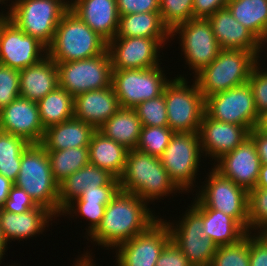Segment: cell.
I'll return each mask as SVG.
<instances>
[{
  "mask_svg": "<svg viewBox=\"0 0 267 266\" xmlns=\"http://www.w3.org/2000/svg\"><path fill=\"white\" fill-rule=\"evenodd\" d=\"M194 0H159V13L170 32L179 24L193 19Z\"/></svg>",
  "mask_w": 267,
  "mask_h": 266,
  "instance_id": "obj_38",
  "label": "cell"
},
{
  "mask_svg": "<svg viewBox=\"0 0 267 266\" xmlns=\"http://www.w3.org/2000/svg\"><path fill=\"white\" fill-rule=\"evenodd\" d=\"M107 184H120L119 179L109 171L88 163L80 170L74 172L58 184L59 215L75 199L79 198L88 188L105 186Z\"/></svg>",
  "mask_w": 267,
  "mask_h": 266,
  "instance_id": "obj_25",
  "label": "cell"
},
{
  "mask_svg": "<svg viewBox=\"0 0 267 266\" xmlns=\"http://www.w3.org/2000/svg\"><path fill=\"white\" fill-rule=\"evenodd\" d=\"M253 235L267 247V225L258 227Z\"/></svg>",
  "mask_w": 267,
  "mask_h": 266,
  "instance_id": "obj_53",
  "label": "cell"
},
{
  "mask_svg": "<svg viewBox=\"0 0 267 266\" xmlns=\"http://www.w3.org/2000/svg\"><path fill=\"white\" fill-rule=\"evenodd\" d=\"M70 10L107 42L116 36L119 26L116 0H75Z\"/></svg>",
  "mask_w": 267,
  "mask_h": 266,
  "instance_id": "obj_24",
  "label": "cell"
},
{
  "mask_svg": "<svg viewBox=\"0 0 267 266\" xmlns=\"http://www.w3.org/2000/svg\"><path fill=\"white\" fill-rule=\"evenodd\" d=\"M250 266H267V247L261 243L253 232L249 233Z\"/></svg>",
  "mask_w": 267,
  "mask_h": 266,
  "instance_id": "obj_49",
  "label": "cell"
},
{
  "mask_svg": "<svg viewBox=\"0 0 267 266\" xmlns=\"http://www.w3.org/2000/svg\"><path fill=\"white\" fill-rule=\"evenodd\" d=\"M142 124L134 108L120 107L97 130L126 149H136Z\"/></svg>",
  "mask_w": 267,
  "mask_h": 266,
  "instance_id": "obj_29",
  "label": "cell"
},
{
  "mask_svg": "<svg viewBox=\"0 0 267 266\" xmlns=\"http://www.w3.org/2000/svg\"><path fill=\"white\" fill-rule=\"evenodd\" d=\"M191 204L177 224L164 218L162 220L169 228L173 243L193 266H210L217 245L203 232L202 208L194 202Z\"/></svg>",
  "mask_w": 267,
  "mask_h": 266,
  "instance_id": "obj_10",
  "label": "cell"
},
{
  "mask_svg": "<svg viewBox=\"0 0 267 266\" xmlns=\"http://www.w3.org/2000/svg\"><path fill=\"white\" fill-rule=\"evenodd\" d=\"M20 71L0 64V110L20 96Z\"/></svg>",
  "mask_w": 267,
  "mask_h": 266,
  "instance_id": "obj_42",
  "label": "cell"
},
{
  "mask_svg": "<svg viewBox=\"0 0 267 266\" xmlns=\"http://www.w3.org/2000/svg\"><path fill=\"white\" fill-rule=\"evenodd\" d=\"M174 134L168 126H142L136 149L160 157Z\"/></svg>",
  "mask_w": 267,
  "mask_h": 266,
  "instance_id": "obj_36",
  "label": "cell"
},
{
  "mask_svg": "<svg viewBox=\"0 0 267 266\" xmlns=\"http://www.w3.org/2000/svg\"><path fill=\"white\" fill-rule=\"evenodd\" d=\"M56 64L58 86L73 98L91 90L112 86L113 69L108 50L92 58Z\"/></svg>",
  "mask_w": 267,
  "mask_h": 266,
  "instance_id": "obj_11",
  "label": "cell"
},
{
  "mask_svg": "<svg viewBox=\"0 0 267 266\" xmlns=\"http://www.w3.org/2000/svg\"><path fill=\"white\" fill-rule=\"evenodd\" d=\"M210 266H250L249 233L235 244L217 246Z\"/></svg>",
  "mask_w": 267,
  "mask_h": 266,
  "instance_id": "obj_37",
  "label": "cell"
},
{
  "mask_svg": "<svg viewBox=\"0 0 267 266\" xmlns=\"http://www.w3.org/2000/svg\"><path fill=\"white\" fill-rule=\"evenodd\" d=\"M36 207L37 205L24 189L13 185L2 209L10 213L20 214Z\"/></svg>",
  "mask_w": 267,
  "mask_h": 266,
  "instance_id": "obj_44",
  "label": "cell"
},
{
  "mask_svg": "<svg viewBox=\"0 0 267 266\" xmlns=\"http://www.w3.org/2000/svg\"><path fill=\"white\" fill-rule=\"evenodd\" d=\"M108 42L68 9L58 24L47 56L56 63L78 61L101 55Z\"/></svg>",
  "mask_w": 267,
  "mask_h": 266,
  "instance_id": "obj_3",
  "label": "cell"
},
{
  "mask_svg": "<svg viewBox=\"0 0 267 266\" xmlns=\"http://www.w3.org/2000/svg\"><path fill=\"white\" fill-rule=\"evenodd\" d=\"M249 137L253 140L257 154L262 164H267V134L257 127L250 131Z\"/></svg>",
  "mask_w": 267,
  "mask_h": 266,
  "instance_id": "obj_50",
  "label": "cell"
},
{
  "mask_svg": "<svg viewBox=\"0 0 267 266\" xmlns=\"http://www.w3.org/2000/svg\"><path fill=\"white\" fill-rule=\"evenodd\" d=\"M73 103L74 98L60 86L39 100V116L44 129L73 118Z\"/></svg>",
  "mask_w": 267,
  "mask_h": 266,
  "instance_id": "obj_33",
  "label": "cell"
},
{
  "mask_svg": "<svg viewBox=\"0 0 267 266\" xmlns=\"http://www.w3.org/2000/svg\"><path fill=\"white\" fill-rule=\"evenodd\" d=\"M7 245H8V242L5 239V237L3 235L2 228L0 226V264L2 263L1 260L3 259V256H4L5 252H7V249H8Z\"/></svg>",
  "mask_w": 267,
  "mask_h": 266,
  "instance_id": "obj_54",
  "label": "cell"
},
{
  "mask_svg": "<svg viewBox=\"0 0 267 266\" xmlns=\"http://www.w3.org/2000/svg\"><path fill=\"white\" fill-rule=\"evenodd\" d=\"M47 153L53 178L58 184L89 163L88 147L50 150Z\"/></svg>",
  "mask_w": 267,
  "mask_h": 266,
  "instance_id": "obj_35",
  "label": "cell"
},
{
  "mask_svg": "<svg viewBox=\"0 0 267 266\" xmlns=\"http://www.w3.org/2000/svg\"><path fill=\"white\" fill-rule=\"evenodd\" d=\"M198 133L203 156L216 162L249 138L250 131L237 124L214 120L204 113Z\"/></svg>",
  "mask_w": 267,
  "mask_h": 266,
  "instance_id": "obj_20",
  "label": "cell"
},
{
  "mask_svg": "<svg viewBox=\"0 0 267 266\" xmlns=\"http://www.w3.org/2000/svg\"><path fill=\"white\" fill-rule=\"evenodd\" d=\"M115 37L169 39L171 34L163 24L159 12H144L119 16Z\"/></svg>",
  "mask_w": 267,
  "mask_h": 266,
  "instance_id": "obj_30",
  "label": "cell"
},
{
  "mask_svg": "<svg viewBox=\"0 0 267 266\" xmlns=\"http://www.w3.org/2000/svg\"><path fill=\"white\" fill-rule=\"evenodd\" d=\"M171 240L167 224L159 218L145 232L119 244L117 266H155L164 246Z\"/></svg>",
  "mask_w": 267,
  "mask_h": 266,
  "instance_id": "obj_15",
  "label": "cell"
},
{
  "mask_svg": "<svg viewBox=\"0 0 267 266\" xmlns=\"http://www.w3.org/2000/svg\"><path fill=\"white\" fill-rule=\"evenodd\" d=\"M226 7L265 46L267 43V0H229Z\"/></svg>",
  "mask_w": 267,
  "mask_h": 266,
  "instance_id": "obj_32",
  "label": "cell"
},
{
  "mask_svg": "<svg viewBox=\"0 0 267 266\" xmlns=\"http://www.w3.org/2000/svg\"><path fill=\"white\" fill-rule=\"evenodd\" d=\"M14 185L24 189L37 206L59 217L58 183L53 178L48 153L40 144H30L22 153Z\"/></svg>",
  "mask_w": 267,
  "mask_h": 266,
  "instance_id": "obj_5",
  "label": "cell"
},
{
  "mask_svg": "<svg viewBox=\"0 0 267 266\" xmlns=\"http://www.w3.org/2000/svg\"><path fill=\"white\" fill-rule=\"evenodd\" d=\"M67 10L58 0H16L6 14L17 28L48 47Z\"/></svg>",
  "mask_w": 267,
  "mask_h": 266,
  "instance_id": "obj_9",
  "label": "cell"
},
{
  "mask_svg": "<svg viewBox=\"0 0 267 266\" xmlns=\"http://www.w3.org/2000/svg\"><path fill=\"white\" fill-rule=\"evenodd\" d=\"M255 188L267 189V164H262Z\"/></svg>",
  "mask_w": 267,
  "mask_h": 266,
  "instance_id": "obj_52",
  "label": "cell"
},
{
  "mask_svg": "<svg viewBox=\"0 0 267 266\" xmlns=\"http://www.w3.org/2000/svg\"><path fill=\"white\" fill-rule=\"evenodd\" d=\"M119 16L144 13L159 12V0H116Z\"/></svg>",
  "mask_w": 267,
  "mask_h": 266,
  "instance_id": "obj_47",
  "label": "cell"
},
{
  "mask_svg": "<svg viewBox=\"0 0 267 266\" xmlns=\"http://www.w3.org/2000/svg\"><path fill=\"white\" fill-rule=\"evenodd\" d=\"M47 56V47L27 35L7 18L0 25V64L19 71Z\"/></svg>",
  "mask_w": 267,
  "mask_h": 266,
  "instance_id": "obj_17",
  "label": "cell"
},
{
  "mask_svg": "<svg viewBox=\"0 0 267 266\" xmlns=\"http://www.w3.org/2000/svg\"><path fill=\"white\" fill-rule=\"evenodd\" d=\"M221 49L265 52L264 44L245 26L238 22L227 7L207 18Z\"/></svg>",
  "mask_w": 267,
  "mask_h": 266,
  "instance_id": "obj_21",
  "label": "cell"
},
{
  "mask_svg": "<svg viewBox=\"0 0 267 266\" xmlns=\"http://www.w3.org/2000/svg\"><path fill=\"white\" fill-rule=\"evenodd\" d=\"M147 205L135 194L120 190L106 205L101 224L87 240L113 250L119 244L145 232L159 219Z\"/></svg>",
  "mask_w": 267,
  "mask_h": 266,
  "instance_id": "obj_1",
  "label": "cell"
},
{
  "mask_svg": "<svg viewBox=\"0 0 267 266\" xmlns=\"http://www.w3.org/2000/svg\"><path fill=\"white\" fill-rule=\"evenodd\" d=\"M0 130L23 137L30 144H40L45 129L40 121L37 102L19 96L2 108Z\"/></svg>",
  "mask_w": 267,
  "mask_h": 266,
  "instance_id": "obj_19",
  "label": "cell"
},
{
  "mask_svg": "<svg viewBox=\"0 0 267 266\" xmlns=\"http://www.w3.org/2000/svg\"><path fill=\"white\" fill-rule=\"evenodd\" d=\"M162 68L159 65L150 69H113L112 87L119 106L135 108L143 101L162 95L171 80Z\"/></svg>",
  "mask_w": 267,
  "mask_h": 266,
  "instance_id": "obj_12",
  "label": "cell"
},
{
  "mask_svg": "<svg viewBox=\"0 0 267 266\" xmlns=\"http://www.w3.org/2000/svg\"><path fill=\"white\" fill-rule=\"evenodd\" d=\"M5 1H6V2H5ZM7 1H9V0H0V4H2V5H3V4H6ZM15 1H16V0H13V1L11 0V3H10V5H9L10 7L6 8V9H9V10H10V9L12 8V6L14 5Z\"/></svg>",
  "mask_w": 267,
  "mask_h": 266,
  "instance_id": "obj_57",
  "label": "cell"
},
{
  "mask_svg": "<svg viewBox=\"0 0 267 266\" xmlns=\"http://www.w3.org/2000/svg\"><path fill=\"white\" fill-rule=\"evenodd\" d=\"M208 172L203 185L198 186L194 203L201 208L221 211L232 217L248 232L249 192L222 176L214 168ZM197 197V198H196Z\"/></svg>",
  "mask_w": 267,
  "mask_h": 266,
  "instance_id": "obj_7",
  "label": "cell"
},
{
  "mask_svg": "<svg viewBox=\"0 0 267 266\" xmlns=\"http://www.w3.org/2000/svg\"><path fill=\"white\" fill-rule=\"evenodd\" d=\"M267 225V189L253 188L249 191L248 233Z\"/></svg>",
  "mask_w": 267,
  "mask_h": 266,
  "instance_id": "obj_41",
  "label": "cell"
},
{
  "mask_svg": "<svg viewBox=\"0 0 267 266\" xmlns=\"http://www.w3.org/2000/svg\"><path fill=\"white\" fill-rule=\"evenodd\" d=\"M74 117L100 128L120 108L112 86L91 90L74 97Z\"/></svg>",
  "mask_w": 267,
  "mask_h": 266,
  "instance_id": "obj_23",
  "label": "cell"
},
{
  "mask_svg": "<svg viewBox=\"0 0 267 266\" xmlns=\"http://www.w3.org/2000/svg\"><path fill=\"white\" fill-rule=\"evenodd\" d=\"M105 203H93L88 201H73L61 213V215L69 216L71 218L80 214L89 221L86 229V237L90 236L101 224L103 215L105 213ZM74 214V215H73Z\"/></svg>",
  "mask_w": 267,
  "mask_h": 266,
  "instance_id": "obj_40",
  "label": "cell"
},
{
  "mask_svg": "<svg viewBox=\"0 0 267 266\" xmlns=\"http://www.w3.org/2000/svg\"><path fill=\"white\" fill-rule=\"evenodd\" d=\"M7 18V14L5 12H0V25L4 22V20Z\"/></svg>",
  "mask_w": 267,
  "mask_h": 266,
  "instance_id": "obj_58",
  "label": "cell"
},
{
  "mask_svg": "<svg viewBox=\"0 0 267 266\" xmlns=\"http://www.w3.org/2000/svg\"><path fill=\"white\" fill-rule=\"evenodd\" d=\"M202 155L198 132H174L159 158L175 185L183 193H189L197 187L194 184Z\"/></svg>",
  "mask_w": 267,
  "mask_h": 266,
  "instance_id": "obj_8",
  "label": "cell"
},
{
  "mask_svg": "<svg viewBox=\"0 0 267 266\" xmlns=\"http://www.w3.org/2000/svg\"><path fill=\"white\" fill-rule=\"evenodd\" d=\"M20 96L38 102L58 86L57 64L46 56L33 66L20 70Z\"/></svg>",
  "mask_w": 267,
  "mask_h": 266,
  "instance_id": "obj_27",
  "label": "cell"
},
{
  "mask_svg": "<svg viewBox=\"0 0 267 266\" xmlns=\"http://www.w3.org/2000/svg\"><path fill=\"white\" fill-rule=\"evenodd\" d=\"M170 34L172 41L178 34L184 60L195 74L193 77L212 63L221 51L208 19L193 18L176 26Z\"/></svg>",
  "mask_w": 267,
  "mask_h": 266,
  "instance_id": "obj_13",
  "label": "cell"
},
{
  "mask_svg": "<svg viewBox=\"0 0 267 266\" xmlns=\"http://www.w3.org/2000/svg\"><path fill=\"white\" fill-rule=\"evenodd\" d=\"M216 163L214 162L213 168L222 176L229 178L248 192L255 188L262 163L250 137L218 159Z\"/></svg>",
  "mask_w": 267,
  "mask_h": 266,
  "instance_id": "obj_18",
  "label": "cell"
},
{
  "mask_svg": "<svg viewBox=\"0 0 267 266\" xmlns=\"http://www.w3.org/2000/svg\"><path fill=\"white\" fill-rule=\"evenodd\" d=\"M258 63L248 80L254 94V102L259 115L267 110V68ZM261 68V69H260Z\"/></svg>",
  "mask_w": 267,
  "mask_h": 266,
  "instance_id": "obj_43",
  "label": "cell"
},
{
  "mask_svg": "<svg viewBox=\"0 0 267 266\" xmlns=\"http://www.w3.org/2000/svg\"><path fill=\"white\" fill-rule=\"evenodd\" d=\"M202 223L203 232L217 246L235 244L248 234L236 220L215 209L202 208Z\"/></svg>",
  "mask_w": 267,
  "mask_h": 266,
  "instance_id": "obj_31",
  "label": "cell"
},
{
  "mask_svg": "<svg viewBox=\"0 0 267 266\" xmlns=\"http://www.w3.org/2000/svg\"><path fill=\"white\" fill-rule=\"evenodd\" d=\"M169 39L114 37L108 42L112 69H150L159 66L160 48Z\"/></svg>",
  "mask_w": 267,
  "mask_h": 266,
  "instance_id": "obj_16",
  "label": "cell"
},
{
  "mask_svg": "<svg viewBox=\"0 0 267 266\" xmlns=\"http://www.w3.org/2000/svg\"><path fill=\"white\" fill-rule=\"evenodd\" d=\"M54 218V219H53ZM57 217L47 208L37 206L24 213H10L0 209V226L7 242L27 240L43 234L50 221ZM11 240V241H10Z\"/></svg>",
  "mask_w": 267,
  "mask_h": 266,
  "instance_id": "obj_22",
  "label": "cell"
},
{
  "mask_svg": "<svg viewBox=\"0 0 267 266\" xmlns=\"http://www.w3.org/2000/svg\"><path fill=\"white\" fill-rule=\"evenodd\" d=\"M14 182L0 174V209L3 208L5 200L8 198V194Z\"/></svg>",
  "mask_w": 267,
  "mask_h": 266,
  "instance_id": "obj_51",
  "label": "cell"
},
{
  "mask_svg": "<svg viewBox=\"0 0 267 266\" xmlns=\"http://www.w3.org/2000/svg\"><path fill=\"white\" fill-rule=\"evenodd\" d=\"M177 75L164 88L168 127L174 132H199L205 113V98L195 79L192 85Z\"/></svg>",
  "mask_w": 267,
  "mask_h": 266,
  "instance_id": "obj_6",
  "label": "cell"
},
{
  "mask_svg": "<svg viewBox=\"0 0 267 266\" xmlns=\"http://www.w3.org/2000/svg\"><path fill=\"white\" fill-rule=\"evenodd\" d=\"M155 266H193L188 257L170 240L162 249Z\"/></svg>",
  "mask_w": 267,
  "mask_h": 266,
  "instance_id": "obj_46",
  "label": "cell"
},
{
  "mask_svg": "<svg viewBox=\"0 0 267 266\" xmlns=\"http://www.w3.org/2000/svg\"><path fill=\"white\" fill-rule=\"evenodd\" d=\"M229 0H194L193 18L207 19L216 11L226 7Z\"/></svg>",
  "mask_w": 267,
  "mask_h": 266,
  "instance_id": "obj_48",
  "label": "cell"
},
{
  "mask_svg": "<svg viewBox=\"0 0 267 266\" xmlns=\"http://www.w3.org/2000/svg\"><path fill=\"white\" fill-rule=\"evenodd\" d=\"M257 128L267 134V110L260 114Z\"/></svg>",
  "mask_w": 267,
  "mask_h": 266,
  "instance_id": "obj_55",
  "label": "cell"
},
{
  "mask_svg": "<svg viewBox=\"0 0 267 266\" xmlns=\"http://www.w3.org/2000/svg\"><path fill=\"white\" fill-rule=\"evenodd\" d=\"M29 145L23 137L0 130V174L14 182L20 171L22 153Z\"/></svg>",
  "mask_w": 267,
  "mask_h": 266,
  "instance_id": "obj_34",
  "label": "cell"
},
{
  "mask_svg": "<svg viewBox=\"0 0 267 266\" xmlns=\"http://www.w3.org/2000/svg\"><path fill=\"white\" fill-rule=\"evenodd\" d=\"M262 52L221 49L216 59L194 79L203 97L246 84Z\"/></svg>",
  "mask_w": 267,
  "mask_h": 266,
  "instance_id": "obj_4",
  "label": "cell"
},
{
  "mask_svg": "<svg viewBox=\"0 0 267 266\" xmlns=\"http://www.w3.org/2000/svg\"><path fill=\"white\" fill-rule=\"evenodd\" d=\"M128 149L96 130L88 146L89 163L109 171L116 178L124 172Z\"/></svg>",
  "mask_w": 267,
  "mask_h": 266,
  "instance_id": "obj_28",
  "label": "cell"
},
{
  "mask_svg": "<svg viewBox=\"0 0 267 266\" xmlns=\"http://www.w3.org/2000/svg\"><path fill=\"white\" fill-rule=\"evenodd\" d=\"M62 3L67 9H71L75 0H58Z\"/></svg>",
  "mask_w": 267,
  "mask_h": 266,
  "instance_id": "obj_56",
  "label": "cell"
},
{
  "mask_svg": "<svg viewBox=\"0 0 267 266\" xmlns=\"http://www.w3.org/2000/svg\"><path fill=\"white\" fill-rule=\"evenodd\" d=\"M205 113L214 120L237 124L249 131L257 127L260 118L249 82L206 97Z\"/></svg>",
  "mask_w": 267,
  "mask_h": 266,
  "instance_id": "obj_14",
  "label": "cell"
},
{
  "mask_svg": "<svg viewBox=\"0 0 267 266\" xmlns=\"http://www.w3.org/2000/svg\"><path fill=\"white\" fill-rule=\"evenodd\" d=\"M134 110L142 126H168L165 95L146 100L138 104Z\"/></svg>",
  "mask_w": 267,
  "mask_h": 266,
  "instance_id": "obj_39",
  "label": "cell"
},
{
  "mask_svg": "<svg viewBox=\"0 0 267 266\" xmlns=\"http://www.w3.org/2000/svg\"><path fill=\"white\" fill-rule=\"evenodd\" d=\"M96 129L75 117L48 127L40 145L46 150L88 147Z\"/></svg>",
  "mask_w": 267,
  "mask_h": 266,
  "instance_id": "obj_26",
  "label": "cell"
},
{
  "mask_svg": "<svg viewBox=\"0 0 267 266\" xmlns=\"http://www.w3.org/2000/svg\"><path fill=\"white\" fill-rule=\"evenodd\" d=\"M120 184H107L92 189L86 188L82 195L74 201H88L93 203H105L106 205L120 191Z\"/></svg>",
  "mask_w": 267,
  "mask_h": 266,
  "instance_id": "obj_45",
  "label": "cell"
},
{
  "mask_svg": "<svg viewBox=\"0 0 267 266\" xmlns=\"http://www.w3.org/2000/svg\"><path fill=\"white\" fill-rule=\"evenodd\" d=\"M119 183L121 191L135 194L147 203L182 192L170 179L159 157L137 149L128 150Z\"/></svg>",
  "mask_w": 267,
  "mask_h": 266,
  "instance_id": "obj_2",
  "label": "cell"
}]
</instances>
